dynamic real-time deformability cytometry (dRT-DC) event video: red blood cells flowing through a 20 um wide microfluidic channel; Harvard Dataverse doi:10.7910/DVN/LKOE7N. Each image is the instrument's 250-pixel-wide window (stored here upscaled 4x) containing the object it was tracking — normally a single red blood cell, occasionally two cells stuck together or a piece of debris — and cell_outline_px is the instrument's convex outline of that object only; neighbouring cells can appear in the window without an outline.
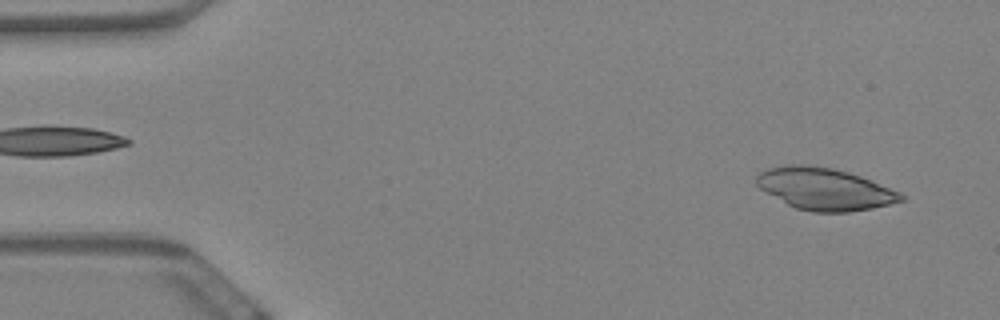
{"species": "Egyptian fruit bat (a non-hibernating species)", "species_latin": "Rousettus aegyptiacus", "temperature_condition": "warm", "stored_images_in_passage": 58, "camera_frame_rate_fps": 3000, "um_per_image_px": 0.085, "animal": {"sex": "female"}, "frame": {"image": 1, "passage_image": 3, "time_ms": 0.667, "image_size_px": [1000, 320], "cell_outline_px": [[908, 196], [904, 200], [872, 208], [848, 212], [812, 212], [796, 208], [788, 204], [760, 188], [756, 184], [756, 176], [760, 172], [768, 168], [784, 164], [808, 164], [832, 168], [848, 172], [860, 176], [900, 192]], "centroid_in_image_um": [70.09, 16.05], "position_along_channel_um": 14.9, "area_um2": 35.26}}
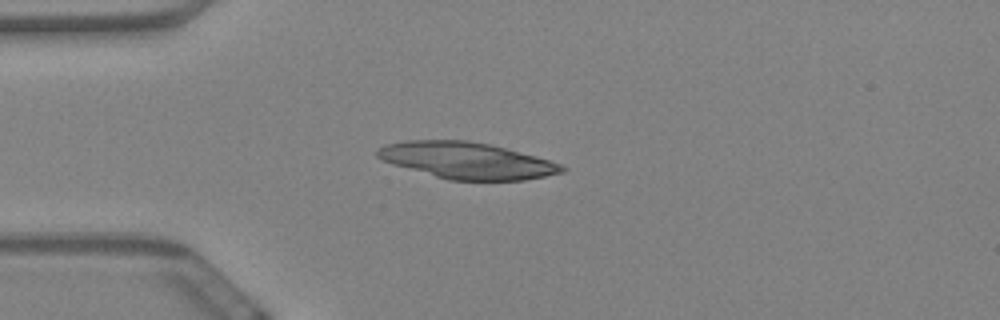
{"frame": {"image": 2, "passage_image": 14, "time_ms": 4.333, "image_size_px": [1000, 320], "cell_outline_px": [[568, 168], [564, 172], [524, 180], [448, 180], [392, 164], [376, 156], [376, 152], [380, 148], [388, 144], [404, 140], [468, 140], [488, 144], [536, 156], [560, 164]], "centroid_in_image_um": [39.68, 13.64], "position_along_channel_um": 45.3, "area_um2": 38.9}}